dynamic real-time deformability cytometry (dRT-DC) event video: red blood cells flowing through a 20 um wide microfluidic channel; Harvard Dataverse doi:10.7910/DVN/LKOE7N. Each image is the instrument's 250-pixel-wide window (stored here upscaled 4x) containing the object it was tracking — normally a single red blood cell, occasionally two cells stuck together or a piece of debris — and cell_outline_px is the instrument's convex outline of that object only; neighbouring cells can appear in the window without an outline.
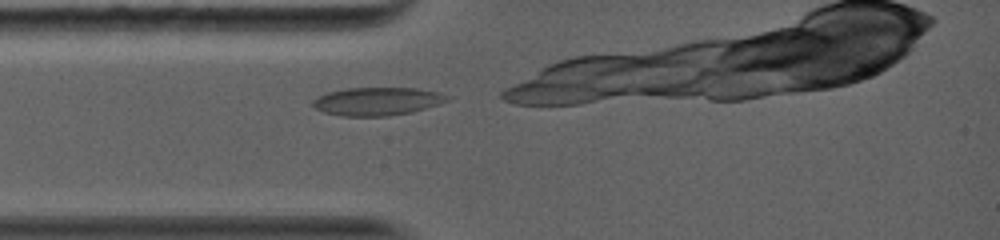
{"species": "common noctule bat (a hibernating species)", "species_latin": "Nyctalus noctula", "temperature_condition": "warm", "stored_images_in_passage": 36, "camera_frame_rate_fps": 5000, "um_per_image_px": 0.085, "animal": {"sex": "female", "body_mass_g": 19.0, "forearm_length_mm": 56.7}, "frame": {"image": 1, "passage_image": 1, "time_ms": 0.0, "image_size_px": [1000, 240], "cell_outline_px": [[452, 96], [448, 100], [440, 104], [412, 112], [388, 116], [340, 116], [324, 112], [316, 108], [312, 104], [312, 100], [328, 92], [348, 88], [416, 88], [436, 92]], "centroid_in_image_um": [32.08, 8.62], "position_along_channel_um": 52.9, "area_um2": 21.96}}
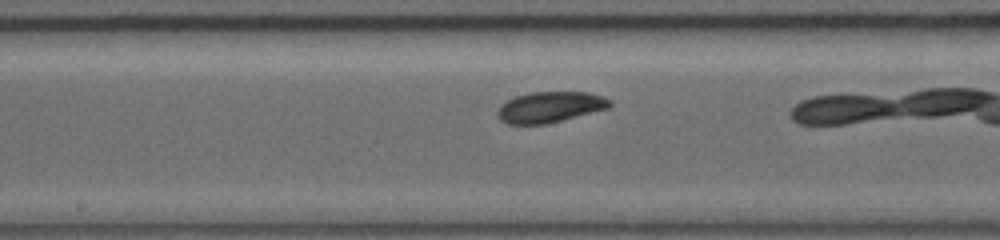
{"frame": {"image": 2, "passage_image": 20, "time_ms": 3.6, "image_size_px": [1000, 240], "cell_outline_px": [[612, 104], [608, 108], [544, 124], [508, 124], [500, 120], [496, 112], [500, 104], [516, 96], [532, 92], [588, 92], [612, 100]], "centroid_in_image_um": [46.71, 9.09], "position_along_channel_um": 201.5, "area_um2": 19.94}}
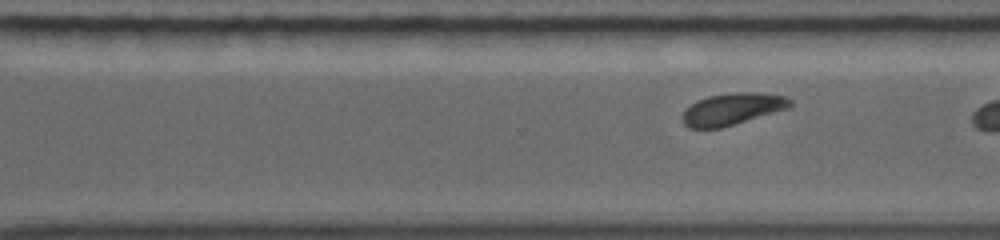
{"frame": {"image": 3, "passage_image": 34, "time_ms": 6.2, "image_size_px": [1000, 240], "cell_outline_px": [[792, 104], [788, 108], [720, 128], [688, 128], [684, 124], [684, 112], [696, 100], [708, 96], [732, 92], [756, 92], [784, 96], [792, 100]], "centroid_in_image_um": [62.25, 9.25], "position_along_channel_um": 308.3, "area_um2": 19.65}}